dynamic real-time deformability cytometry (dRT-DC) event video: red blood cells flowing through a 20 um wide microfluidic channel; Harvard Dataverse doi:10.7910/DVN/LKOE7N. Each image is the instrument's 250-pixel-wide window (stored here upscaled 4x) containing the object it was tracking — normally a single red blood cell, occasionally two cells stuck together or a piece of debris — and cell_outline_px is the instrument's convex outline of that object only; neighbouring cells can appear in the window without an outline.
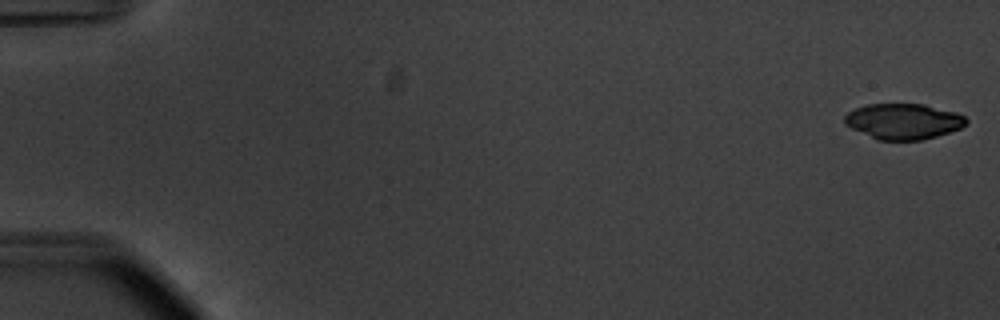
{"species": "common noctule bat (a hibernating species)", "species_latin": "Nyctalus noctula", "temperature_condition": "warm", "stored_images_in_passage": 55, "camera_frame_rate_fps": 3000, "um_per_image_px": 0.085, "animal": {"sex": "male", "body_mass_g": 20.1, "forearm_length_mm": 53.5}, "frame": {"image": 1, "passage_image": 1, "time_ms": 0.0, "image_size_px": [1000, 320], "cell_outline_px": [[968, 124], [960, 128], [936, 136], [920, 140], [876, 140], [844, 124], [844, 116], [848, 112], [856, 108], [868, 104], [924, 104], [956, 112], [964, 116], [968, 120]], "centroid_in_image_um": [76.79, 10.31], "position_along_channel_um": 8.2, "area_um2": 25.26}}
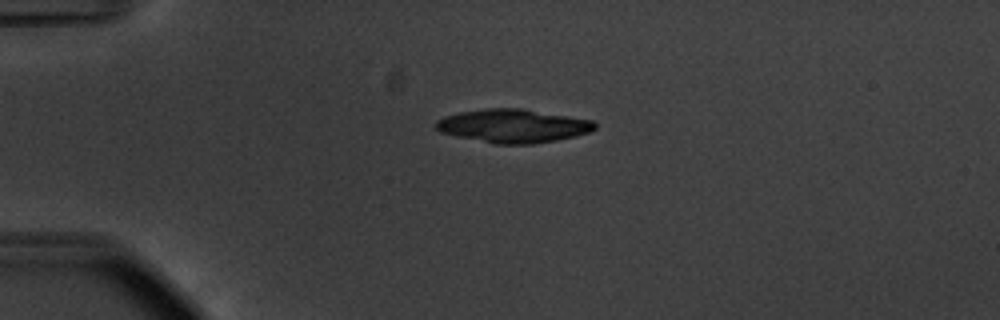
{"frame": {"image": 2, "passage_image": 14, "time_ms": 4.333, "image_size_px": [1000, 320], "cell_outline_px": [[596, 128], [588, 132], [576, 136], [556, 140], [532, 144], [492, 144], [456, 136], [440, 132], [436, 128], [436, 120], [444, 116], [460, 112], [484, 108], [524, 108], [592, 120], [596, 124]], "centroid_in_image_um": [43.6, 10.7], "position_along_channel_um": 41.4, "area_um2": 31.15}, "authors_computed_cell_mechanics": {"area_um2": 28.5532, "velocity_mm_per_s": 3.7293, "shape_relaxation_time_tau1_ms": 2.5236, "shape_relaxation_time_tau2_ms": 3.4101, "deformation_change_tau1": 0.3376, "deformation_change_tau2": 0.1296}}